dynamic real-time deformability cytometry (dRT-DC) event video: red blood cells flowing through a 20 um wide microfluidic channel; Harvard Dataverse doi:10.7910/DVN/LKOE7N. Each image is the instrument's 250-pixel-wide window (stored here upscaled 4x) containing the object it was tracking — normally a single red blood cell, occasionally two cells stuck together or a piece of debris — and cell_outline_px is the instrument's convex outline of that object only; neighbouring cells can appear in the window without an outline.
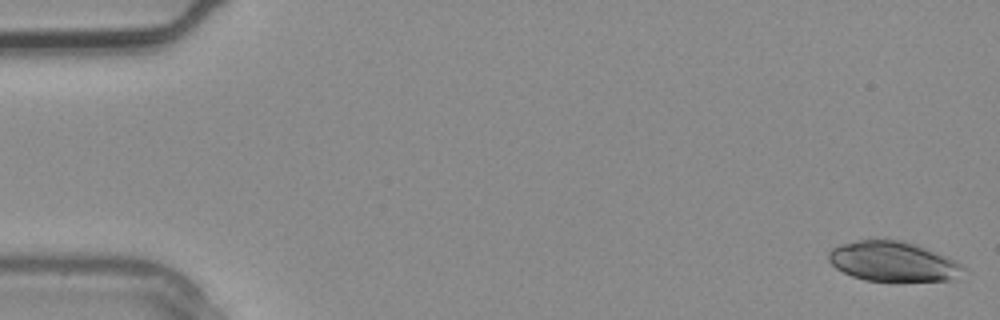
{"species": "common noctule bat (a hibernating species)", "species_latin": "Nyctalus noctula", "temperature_condition": "warm", "stored_images_in_passage": 2, "camera_frame_rate_fps": 3000, "um_per_image_px": 0.085, "animal": {"sex": "male", "body_mass_g": 20.4}, "frame": {"image": 1, "passage_image": 1, "time_ms": 0.0, "image_size_px": [1000, 320], "cell_outline_px": [[968, 268], [960, 280], [892, 284], [864, 280], [852, 276], [836, 268], [828, 260], [828, 252], [832, 248], [840, 244], [860, 240], [900, 240], [916, 244], [956, 260]], "centroid_in_image_um": [76.02, 22.3], "position_along_channel_um": 9.0, "area_um2": 32.77}}